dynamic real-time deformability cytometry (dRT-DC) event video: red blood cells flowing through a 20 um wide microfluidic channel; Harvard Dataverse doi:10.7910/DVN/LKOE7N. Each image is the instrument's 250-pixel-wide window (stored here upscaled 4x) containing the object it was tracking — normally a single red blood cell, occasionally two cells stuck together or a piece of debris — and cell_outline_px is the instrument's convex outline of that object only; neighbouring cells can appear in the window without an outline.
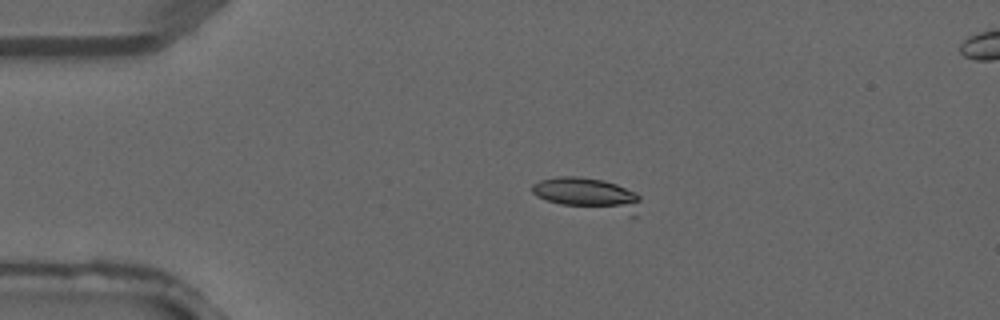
{"species": "common noctule bat (a hibernating species)", "species_latin": "Nyctalus noctula", "temperature_condition": "warm", "stored_images_in_passage": 4, "camera_frame_rate_fps": 3000, "um_per_image_px": 0.085, "animal": {"sex": "male", "forearm_length_mm": 52.5}, "frame": {"image": 1, "passage_image": 2, "time_ms": 0.333, "image_size_px": [1000, 320], "cell_outline_px": [[640, 200], [636, 216], [632, 216], [560, 204], [544, 200], [536, 196], [532, 192], [532, 184], [540, 180], [560, 176], [576, 176], [604, 180], [616, 184], [636, 192], [640, 196]], "centroid_in_image_um": [49.99, 16.52], "position_along_channel_um": 35.0, "area_um2": 20.75}}